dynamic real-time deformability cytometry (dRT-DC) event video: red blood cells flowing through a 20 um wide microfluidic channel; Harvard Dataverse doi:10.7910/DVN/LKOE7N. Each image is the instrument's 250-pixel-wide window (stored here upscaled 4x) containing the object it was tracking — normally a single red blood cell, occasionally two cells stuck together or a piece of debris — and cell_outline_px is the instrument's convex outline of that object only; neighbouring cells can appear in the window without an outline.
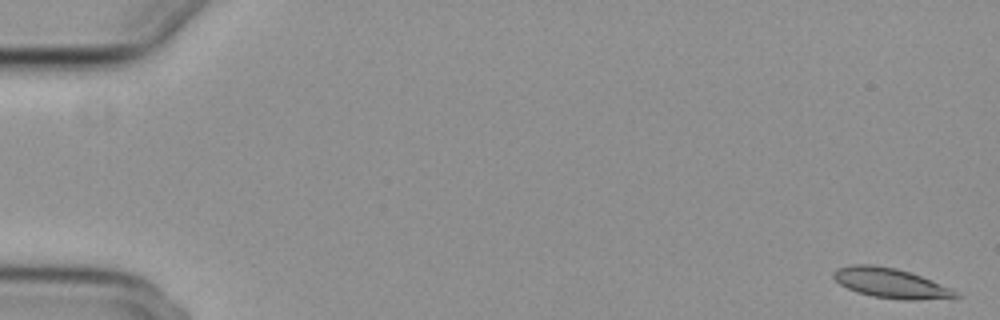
{"species": "common noctule bat (a hibernating species)", "species_latin": "Nyctalus noctula", "temperature_condition": "cold", "stored_images_in_passage": 22, "camera_frame_rate_fps": 3000, "um_per_image_px": 0.085, "animal": {"sex": "female", "body_mass_g": 29.2, "forearm_length_mm": 56.3}, "frame": {"image": 1, "passage_image": 1, "time_ms": 0.0, "image_size_px": [1000, 320], "cell_outline_px": [[960, 296], [916, 300], [904, 300], [872, 296], [856, 292], [840, 284], [832, 276], [832, 272], [836, 268], [852, 264], [872, 264], [896, 268], [920, 276], [952, 288]], "centroid_in_image_um": [75.64, 24.05], "position_along_channel_um": 9.4, "area_um2": 21.04}}
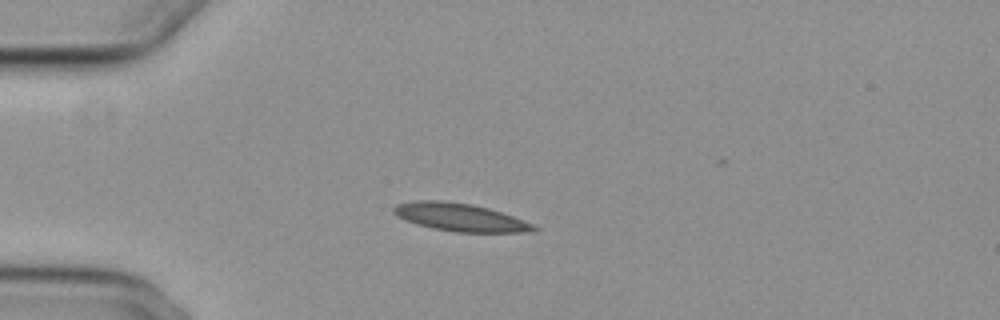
{"frame": {"image": 2, "passage_image": 15, "time_ms": 4.667, "image_size_px": [1000, 320], "cell_outline_px": [[540, 228], [536, 232], [456, 232], [432, 228], [416, 224], [392, 212], [392, 208], [396, 204], [416, 200], [444, 200], [472, 204], [488, 208], [512, 216], [532, 224]], "centroid_in_image_um": [39.12, 18.46], "position_along_channel_um": 45.9, "area_um2": 22.66}}
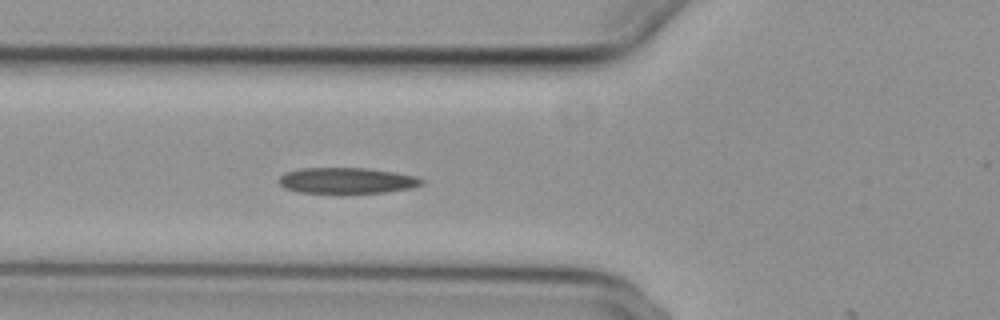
{"frame": {"image": 3, "passage_image": 21, "time_ms": 6.667, "image_size_px": [1000, 320], "cell_outline_px": [[424, 184], [412, 188], [384, 192], [340, 196], [300, 192], [284, 188], [276, 180], [284, 172], [300, 168], [364, 168], [396, 172], [416, 176], [424, 180]], "centroid_in_image_um": [29.45, 15.39], "position_along_channel_um": 96.4, "area_um2": 22.66}}